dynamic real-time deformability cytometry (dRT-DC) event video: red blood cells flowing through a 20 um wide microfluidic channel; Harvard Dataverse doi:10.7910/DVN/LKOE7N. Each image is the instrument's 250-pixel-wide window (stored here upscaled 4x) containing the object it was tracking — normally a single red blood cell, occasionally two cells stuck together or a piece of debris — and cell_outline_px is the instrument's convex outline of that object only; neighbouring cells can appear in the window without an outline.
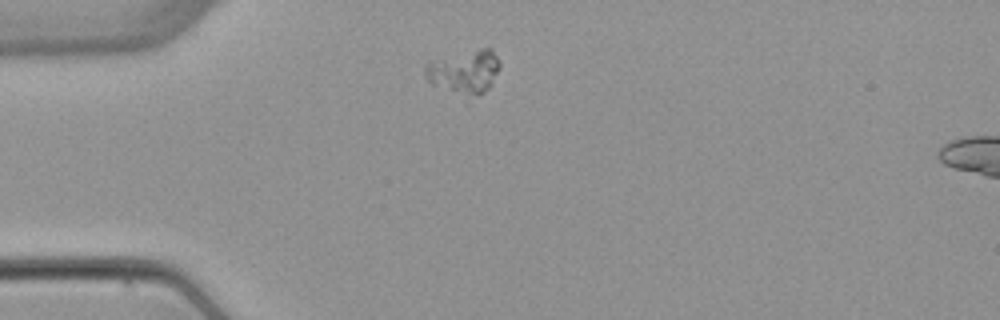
{"species": "common noctule bat (a hibernating species)", "species_latin": "Nyctalus noctula", "temperature_condition": "warm", "stored_images_in_passage": 3, "camera_frame_rate_fps": 3000, "um_per_image_px": 0.085, "animal": {"sex": "female", "body_mass_g": 22.7, "forearm_length_mm": 54.2}, "frame": {"image": 1, "passage_image": 1, "time_ms": 0.0, "image_size_px": [1000, 320], "cell_outline_px": [[500, 68], [492, 84], [484, 92], [464, 104], [432, 84], [424, 76], [424, 64], [428, 60], [480, 48], [492, 48], [500, 60]], "centroid_in_image_um": [39.43, 6.21], "position_along_channel_um": 45.6, "area_um2": 20.63}}
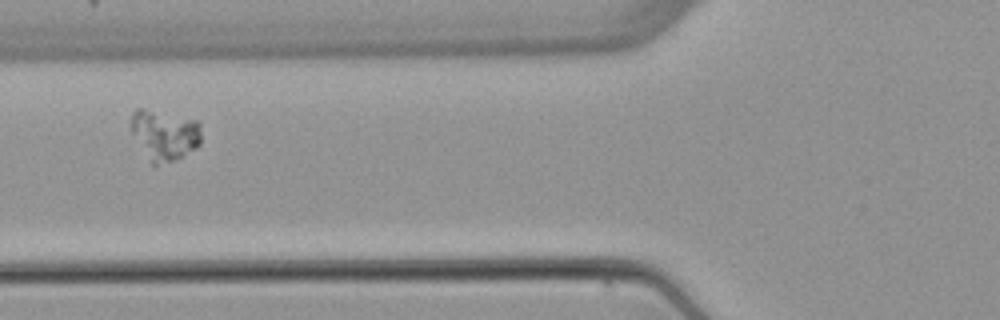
{"frame": {"image": 2, "passage_image": 3, "time_ms": 2.333, "image_size_px": [1000, 320], "cell_outline_px": [[200, 144], [196, 148], [156, 168], [152, 164], [132, 132], [128, 124], [132, 112], [136, 108], [144, 108], [200, 120]], "centroid_in_image_um": [13.96, 11.43], "position_along_channel_um": 111.8, "area_um2": 20.81}}